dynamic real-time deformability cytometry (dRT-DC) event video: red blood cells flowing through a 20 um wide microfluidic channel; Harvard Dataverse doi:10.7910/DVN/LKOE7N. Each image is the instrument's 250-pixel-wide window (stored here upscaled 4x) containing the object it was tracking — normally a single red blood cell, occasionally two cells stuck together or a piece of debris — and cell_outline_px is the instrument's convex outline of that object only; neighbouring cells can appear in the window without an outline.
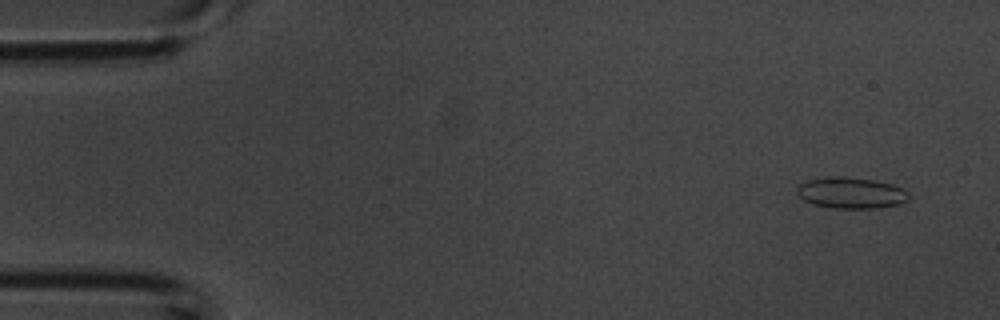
{"species": "common noctule bat (a hibernating species)", "species_latin": "Nyctalus noctula", "temperature_condition": "room temperature", "stored_images_in_passage": 14, "camera_frame_rate_fps": 3000, "um_per_image_px": 0.085, "animal": {"sex": "male", "body_mass_g": 20.1, "forearm_length_mm": 53.5}, "frame": {"image": 1, "passage_image": 4, "time_ms": 1.0, "image_size_px": [1000, 320], "cell_outline_px": [[908, 200], [900, 204], [880, 208], [836, 208], [812, 204], [804, 200], [796, 192], [796, 188], [800, 184], [808, 180], [832, 176], [844, 176], [876, 180], [892, 184], [908, 192]], "centroid_in_image_um": [72.34, 16.39], "position_along_channel_um": 12.7, "area_um2": 20.35}}